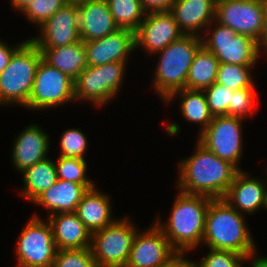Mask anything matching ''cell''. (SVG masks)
I'll list each match as a JSON object with an SVG mask.
<instances>
[{
	"label": "cell",
	"instance_id": "7",
	"mask_svg": "<svg viewBox=\"0 0 267 267\" xmlns=\"http://www.w3.org/2000/svg\"><path fill=\"white\" fill-rule=\"evenodd\" d=\"M127 62L87 66L74 80L75 101L85 99L95 106L108 104L120 91Z\"/></svg>",
	"mask_w": 267,
	"mask_h": 267
},
{
	"label": "cell",
	"instance_id": "44",
	"mask_svg": "<svg viewBox=\"0 0 267 267\" xmlns=\"http://www.w3.org/2000/svg\"><path fill=\"white\" fill-rule=\"evenodd\" d=\"M265 210L267 211V184H266Z\"/></svg>",
	"mask_w": 267,
	"mask_h": 267
},
{
	"label": "cell",
	"instance_id": "3",
	"mask_svg": "<svg viewBox=\"0 0 267 267\" xmlns=\"http://www.w3.org/2000/svg\"><path fill=\"white\" fill-rule=\"evenodd\" d=\"M177 195L167 224L160 222L159 216L155 223L177 252L186 253L202 244L207 209L212 198L179 190Z\"/></svg>",
	"mask_w": 267,
	"mask_h": 267
},
{
	"label": "cell",
	"instance_id": "34",
	"mask_svg": "<svg viewBox=\"0 0 267 267\" xmlns=\"http://www.w3.org/2000/svg\"><path fill=\"white\" fill-rule=\"evenodd\" d=\"M64 0H34L22 11V14L33 24L40 26L49 17L62 8Z\"/></svg>",
	"mask_w": 267,
	"mask_h": 267
},
{
	"label": "cell",
	"instance_id": "23",
	"mask_svg": "<svg viewBox=\"0 0 267 267\" xmlns=\"http://www.w3.org/2000/svg\"><path fill=\"white\" fill-rule=\"evenodd\" d=\"M110 197L96 188V185L88 189L78 204L76 214L92 234L112 224ZM113 218V219H112Z\"/></svg>",
	"mask_w": 267,
	"mask_h": 267
},
{
	"label": "cell",
	"instance_id": "25",
	"mask_svg": "<svg viewBox=\"0 0 267 267\" xmlns=\"http://www.w3.org/2000/svg\"><path fill=\"white\" fill-rule=\"evenodd\" d=\"M218 58L203 45L196 51L186 80L185 88L205 90L216 82Z\"/></svg>",
	"mask_w": 267,
	"mask_h": 267
},
{
	"label": "cell",
	"instance_id": "43",
	"mask_svg": "<svg viewBox=\"0 0 267 267\" xmlns=\"http://www.w3.org/2000/svg\"><path fill=\"white\" fill-rule=\"evenodd\" d=\"M68 4H79L82 3L85 0H64Z\"/></svg>",
	"mask_w": 267,
	"mask_h": 267
},
{
	"label": "cell",
	"instance_id": "10",
	"mask_svg": "<svg viewBox=\"0 0 267 267\" xmlns=\"http://www.w3.org/2000/svg\"><path fill=\"white\" fill-rule=\"evenodd\" d=\"M243 118L236 116H214L208 127L198 135L197 141L220 159L234 165L238 164L243 154L242 124Z\"/></svg>",
	"mask_w": 267,
	"mask_h": 267
},
{
	"label": "cell",
	"instance_id": "45",
	"mask_svg": "<svg viewBox=\"0 0 267 267\" xmlns=\"http://www.w3.org/2000/svg\"><path fill=\"white\" fill-rule=\"evenodd\" d=\"M193 267H199V266L196 264V261H193Z\"/></svg>",
	"mask_w": 267,
	"mask_h": 267
},
{
	"label": "cell",
	"instance_id": "9",
	"mask_svg": "<svg viewBox=\"0 0 267 267\" xmlns=\"http://www.w3.org/2000/svg\"><path fill=\"white\" fill-rule=\"evenodd\" d=\"M214 26L211 35L206 34L209 35L207 38L201 35V40L202 45L211 51L219 62L239 66L256 65L260 55L257 41L218 22Z\"/></svg>",
	"mask_w": 267,
	"mask_h": 267
},
{
	"label": "cell",
	"instance_id": "41",
	"mask_svg": "<svg viewBox=\"0 0 267 267\" xmlns=\"http://www.w3.org/2000/svg\"><path fill=\"white\" fill-rule=\"evenodd\" d=\"M10 1L12 7H15V9L18 10L19 12H22L27 7V5H29L34 0H10Z\"/></svg>",
	"mask_w": 267,
	"mask_h": 267
},
{
	"label": "cell",
	"instance_id": "27",
	"mask_svg": "<svg viewBox=\"0 0 267 267\" xmlns=\"http://www.w3.org/2000/svg\"><path fill=\"white\" fill-rule=\"evenodd\" d=\"M21 173L24 179L21 194L31 202L58 180L55 162L50 158L37 162Z\"/></svg>",
	"mask_w": 267,
	"mask_h": 267
},
{
	"label": "cell",
	"instance_id": "32",
	"mask_svg": "<svg viewBox=\"0 0 267 267\" xmlns=\"http://www.w3.org/2000/svg\"><path fill=\"white\" fill-rule=\"evenodd\" d=\"M87 138L78 128L67 129L60 139V155L65 158L85 159Z\"/></svg>",
	"mask_w": 267,
	"mask_h": 267
},
{
	"label": "cell",
	"instance_id": "14",
	"mask_svg": "<svg viewBox=\"0 0 267 267\" xmlns=\"http://www.w3.org/2000/svg\"><path fill=\"white\" fill-rule=\"evenodd\" d=\"M184 35L170 11L148 12L135 31V48L156 54Z\"/></svg>",
	"mask_w": 267,
	"mask_h": 267
},
{
	"label": "cell",
	"instance_id": "22",
	"mask_svg": "<svg viewBox=\"0 0 267 267\" xmlns=\"http://www.w3.org/2000/svg\"><path fill=\"white\" fill-rule=\"evenodd\" d=\"M95 185H81L58 179L53 186L39 195L33 203L49 209V215L76 212L84 193Z\"/></svg>",
	"mask_w": 267,
	"mask_h": 267
},
{
	"label": "cell",
	"instance_id": "6",
	"mask_svg": "<svg viewBox=\"0 0 267 267\" xmlns=\"http://www.w3.org/2000/svg\"><path fill=\"white\" fill-rule=\"evenodd\" d=\"M137 231L126 216L93 232L90 250L97 267H125Z\"/></svg>",
	"mask_w": 267,
	"mask_h": 267
},
{
	"label": "cell",
	"instance_id": "4",
	"mask_svg": "<svg viewBox=\"0 0 267 267\" xmlns=\"http://www.w3.org/2000/svg\"><path fill=\"white\" fill-rule=\"evenodd\" d=\"M202 45L201 36L182 35L165 49L154 71L153 88L165 101L172 93L185 88L193 57Z\"/></svg>",
	"mask_w": 267,
	"mask_h": 267
},
{
	"label": "cell",
	"instance_id": "36",
	"mask_svg": "<svg viewBox=\"0 0 267 267\" xmlns=\"http://www.w3.org/2000/svg\"><path fill=\"white\" fill-rule=\"evenodd\" d=\"M249 260L246 256L232 251L213 250L203 257L199 263V267H243V262Z\"/></svg>",
	"mask_w": 267,
	"mask_h": 267
},
{
	"label": "cell",
	"instance_id": "35",
	"mask_svg": "<svg viewBox=\"0 0 267 267\" xmlns=\"http://www.w3.org/2000/svg\"><path fill=\"white\" fill-rule=\"evenodd\" d=\"M53 267H97L90 248L58 250Z\"/></svg>",
	"mask_w": 267,
	"mask_h": 267
},
{
	"label": "cell",
	"instance_id": "11",
	"mask_svg": "<svg viewBox=\"0 0 267 267\" xmlns=\"http://www.w3.org/2000/svg\"><path fill=\"white\" fill-rule=\"evenodd\" d=\"M74 100V80L41 58L26 108L45 110Z\"/></svg>",
	"mask_w": 267,
	"mask_h": 267
},
{
	"label": "cell",
	"instance_id": "31",
	"mask_svg": "<svg viewBox=\"0 0 267 267\" xmlns=\"http://www.w3.org/2000/svg\"><path fill=\"white\" fill-rule=\"evenodd\" d=\"M203 91L213 117L223 115L229 116V102H231L234 90L215 82Z\"/></svg>",
	"mask_w": 267,
	"mask_h": 267
},
{
	"label": "cell",
	"instance_id": "16",
	"mask_svg": "<svg viewBox=\"0 0 267 267\" xmlns=\"http://www.w3.org/2000/svg\"><path fill=\"white\" fill-rule=\"evenodd\" d=\"M88 66H100L111 62H128L135 48V32L118 29L101 39L84 42Z\"/></svg>",
	"mask_w": 267,
	"mask_h": 267
},
{
	"label": "cell",
	"instance_id": "15",
	"mask_svg": "<svg viewBox=\"0 0 267 267\" xmlns=\"http://www.w3.org/2000/svg\"><path fill=\"white\" fill-rule=\"evenodd\" d=\"M77 4L66 3L49 17L40 27L39 37L31 38L37 47L68 46L79 42Z\"/></svg>",
	"mask_w": 267,
	"mask_h": 267
},
{
	"label": "cell",
	"instance_id": "28",
	"mask_svg": "<svg viewBox=\"0 0 267 267\" xmlns=\"http://www.w3.org/2000/svg\"><path fill=\"white\" fill-rule=\"evenodd\" d=\"M115 24L119 29L136 31L145 18L146 11L140 0H106Z\"/></svg>",
	"mask_w": 267,
	"mask_h": 267
},
{
	"label": "cell",
	"instance_id": "5",
	"mask_svg": "<svg viewBox=\"0 0 267 267\" xmlns=\"http://www.w3.org/2000/svg\"><path fill=\"white\" fill-rule=\"evenodd\" d=\"M42 52L31 40H26L12 55L8 66L0 73V106L26 107Z\"/></svg>",
	"mask_w": 267,
	"mask_h": 267
},
{
	"label": "cell",
	"instance_id": "17",
	"mask_svg": "<svg viewBox=\"0 0 267 267\" xmlns=\"http://www.w3.org/2000/svg\"><path fill=\"white\" fill-rule=\"evenodd\" d=\"M77 6L79 35L83 42L101 39L119 29L106 0H85Z\"/></svg>",
	"mask_w": 267,
	"mask_h": 267
},
{
	"label": "cell",
	"instance_id": "1",
	"mask_svg": "<svg viewBox=\"0 0 267 267\" xmlns=\"http://www.w3.org/2000/svg\"><path fill=\"white\" fill-rule=\"evenodd\" d=\"M196 143L193 155L178 164L177 188L186 194L224 198L239 170Z\"/></svg>",
	"mask_w": 267,
	"mask_h": 267
},
{
	"label": "cell",
	"instance_id": "33",
	"mask_svg": "<svg viewBox=\"0 0 267 267\" xmlns=\"http://www.w3.org/2000/svg\"><path fill=\"white\" fill-rule=\"evenodd\" d=\"M254 84L251 87L234 90L231 102H229V116L248 118L256 107V90Z\"/></svg>",
	"mask_w": 267,
	"mask_h": 267
},
{
	"label": "cell",
	"instance_id": "13",
	"mask_svg": "<svg viewBox=\"0 0 267 267\" xmlns=\"http://www.w3.org/2000/svg\"><path fill=\"white\" fill-rule=\"evenodd\" d=\"M178 252L156 223L134 236L125 267H161Z\"/></svg>",
	"mask_w": 267,
	"mask_h": 267
},
{
	"label": "cell",
	"instance_id": "21",
	"mask_svg": "<svg viewBox=\"0 0 267 267\" xmlns=\"http://www.w3.org/2000/svg\"><path fill=\"white\" fill-rule=\"evenodd\" d=\"M58 250L90 248L91 233L76 212L47 215Z\"/></svg>",
	"mask_w": 267,
	"mask_h": 267
},
{
	"label": "cell",
	"instance_id": "2",
	"mask_svg": "<svg viewBox=\"0 0 267 267\" xmlns=\"http://www.w3.org/2000/svg\"><path fill=\"white\" fill-rule=\"evenodd\" d=\"M245 224L244 215L223 198L211 199L202 243L209 249L236 252L252 260L257 250Z\"/></svg>",
	"mask_w": 267,
	"mask_h": 267
},
{
	"label": "cell",
	"instance_id": "40",
	"mask_svg": "<svg viewBox=\"0 0 267 267\" xmlns=\"http://www.w3.org/2000/svg\"><path fill=\"white\" fill-rule=\"evenodd\" d=\"M264 8H265V17H264V24L263 30L261 33L260 38L257 41L258 51L261 54L262 50L267 54V0H264Z\"/></svg>",
	"mask_w": 267,
	"mask_h": 267
},
{
	"label": "cell",
	"instance_id": "29",
	"mask_svg": "<svg viewBox=\"0 0 267 267\" xmlns=\"http://www.w3.org/2000/svg\"><path fill=\"white\" fill-rule=\"evenodd\" d=\"M254 66H239L219 62L216 83L239 90L251 87L254 84L251 68Z\"/></svg>",
	"mask_w": 267,
	"mask_h": 267
},
{
	"label": "cell",
	"instance_id": "38",
	"mask_svg": "<svg viewBox=\"0 0 267 267\" xmlns=\"http://www.w3.org/2000/svg\"><path fill=\"white\" fill-rule=\"evenodd\" d=\"M17 44L15 47H11L5 42L0 40V73L8 66L9 61L13 55V53L25 42Z\"/></svg>",
	"mask_w": 267,
	"mask_h": 267
},
{
	"label": "cell",
	"instance_id": "20",
	"mask_svg": "<svg viewBox=\"0 0 267 267\" xmlns=\"http://www.w3.org/2000/svg\"><path fill=\"white\" fill-rule=\"evenodd\" d=\"M49 136L37 124H30L15 138L12 163L20 173L47 157L50 149Z\"/></svg>",
	"mask_w": 267,
	"mask_h": 267
},
{
	"label": "cell",
	"instance_id": "39",
	"mask_svg": "<svg viewBox=\"0 0 267 267\" xmlns=\"http://www.w3.org/2000/svg\"><path fill=\"white\" fill-rule=\"evenodd\" d=\"M185 258L184 253L175 254L167 263L163 264L161 267H193V262Z\"/></svg>",
	"mask_w": 267,
	"mask_h": 267
},
{
	"label": "cell",
	"instance_id": "24",
	"mask_svg": "<svg viewBox=\"0 0 267 267\" xmlns=\"http://www.w3.org/2000/svg\"><path fill=\"white\" fill-rule=\"evenodd\" d=\"M38 48L42 52V58L48 64L73 80L88 66L86 49L82 40L68 46Z\"/></svg>",
	"mask_w": 267,
	"mask_h": 267
},
{
	"label": "cell",
	"instance_id": "42",
	"mask_svg": "<svg viewBox=\"0 0 267 267\" xmlns=\"http://www.w3.org/2000/svg\"><path fill=\"white\" fill-rule=\"evenodd\" d=\"M251 267H267V257H254L251 261Z\"/></svg>",
	"mask_w": 267,
	"mask_h": 267
},
{
	"label": "cell",
	"instance_id": "30",
	"mask_svg": "<svg viewBox=\"0 0 267 267\" xmlns=\"http://www.w3.org/2000/svg\"><path fill=\"white\" fill-rule=\"evenodd\" d=\"M55 163L57 178L64 181H71L81 185H95L86 177L87 162L85 159L65 158L59 156Z\"/></svg>",
	"mask_w": 267,
	"mask_h": 267
},
{
	"label": "cell",
	"instance_id": "26",
	"mask_svg": "<svg viewBox=\"0 0 267 267\" xmlns=\"http://www.w3.org/2000/svg\"><path fill=\"white\" fill-rule=\"evenodd\" d=\"M177 95L182 98L179 109L183 118L191 123H199L201 126L199 134L202 133L213 119L204 91L184 88L172 93L164 102H170Z\"/></svg>",
	"mask_w": 267,
	"mask_h": 267
},
{
	"label": "cell",
	"instance_id": "8",
	"mask_svg": "<svg viewBox=\"0 0 267 267\" xmlns=\"http://www.w3.org/2000/svg\"><path fill=\"white\" fill-rule=\"evenodd\" d=\"M34 214L17 241L18 267H53L57 246L48 220Z\"/></svg>",
	"mask_w": 267,
	"mask_h": 267
},
{
	"label": "cell",
	"instance_id": "19",
	"mask_svg": "<svg viewBox=\"0 0 267 267\" xmlns=\"http://www.w3.org/2000/svg\"><path fill=\"white\" fill-rule=\"evenodd\" d=\"M265 183V180L249 177L247 172L241 170L223 199L239 213L253 214L259 209H265Z\"/></svg>",
	"mask_w": 267,
	"mask_h": 267
},
{
	"label": "cell",
	"instance_id": "37",
	"mask_svg": "<svg viewBox=\"0 0 267 267\" xmlns=\"http://www.w3.org/2000/svg\"><path fill=\"white\" fill-rule=\"evenodd\" d=\"M144 10L148 12L170 11L175 0H140Z\"/></svg>",
	"mask_w": 267,
	"mask_h": 267
},
{
	"label": "cell",
	"instance_id": "18",
	"mask_svg": "<svg viewBox=\"0 0 267 267\" xmlns=\"http://www.w3.org/2000/svg\"><path fill=\"white\" fill-rule=\"evenodd\" d=\"M217 0H175L170 12L184 35H197L206 27L209 33L215 21ZM210 27V28H209ZM209 30V31H208Z\"/></svg>",
	"mask_w": 267,
	"mask_h": 267
},
{
	"label": "cell",
	"instance_id": "12",
	"mask_svg": "<svg viewBox=\"0 0 267 267\" xmlns=\"http://www.w3.org/2000/svg\"><path fill=\"white\" fill-rule=\"evenodd\" d=\"M264 0H217L215 22L232 28L238 34L255 41L261 36L264 24Z\"/></svg>",
	"mask_w": 267,
	"mask_h": 267
}]
</instances>
